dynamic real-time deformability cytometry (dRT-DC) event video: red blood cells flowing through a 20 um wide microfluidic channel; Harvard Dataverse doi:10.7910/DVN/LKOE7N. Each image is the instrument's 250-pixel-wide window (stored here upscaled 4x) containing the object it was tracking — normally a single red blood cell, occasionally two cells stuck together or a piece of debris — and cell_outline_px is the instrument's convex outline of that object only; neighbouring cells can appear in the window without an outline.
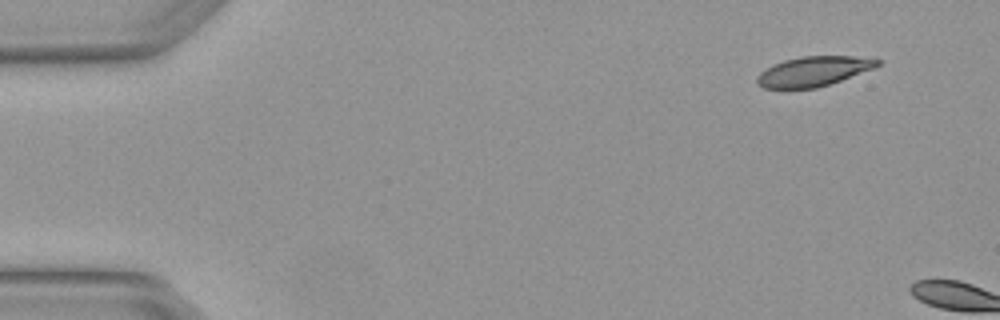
{"species": "Egyptian fruit bat (a non-hibernating species)", "species_latin": "Rousettus aegyptiacus", "temperature_condition": "warm", "stored_images_in_passage": 6, "camera_frame_rate_fps": 3000, "um_per_image_px": 0.085, "animal": {"sex": "female"}, "frame": {"image": 1, "passage_image": 1, "time_ms": 0.0, "image_size_px": [1000, 320], "cell_outline_px": [[880, 64], [876, 68], [816, 88], [764, 88], [756, 84], [756, 76], [764, 68], [772, 64], [784, 60], [800, 56], [876, 56], [880, 60]], "centroid_in_image_um": [69.18, 6.04], "position_along_channel_um": 15.8, "area_um2": 21.27}}
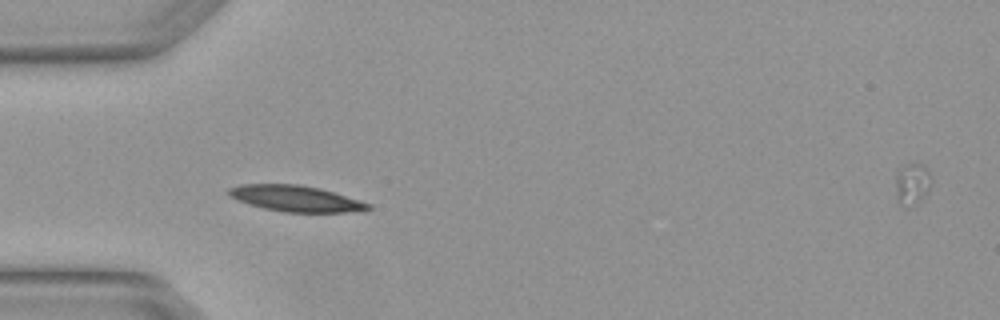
{"frame": {"image": 2, "passage_image": 5, "time_ms": 1.333, "image_size_px": [1000, 320], "cell_outline_px": [[372, 208], [364, 212], [284, 212], [264, 208], [236, 200], [228, 192], [228, 188], [240, 184], [300, 184], [320, 188], [372, 204]], "centroid_in_image_um": [25.19, 16.88], "position_along_channel_um": 59.8, "area_um2": 21.21}}
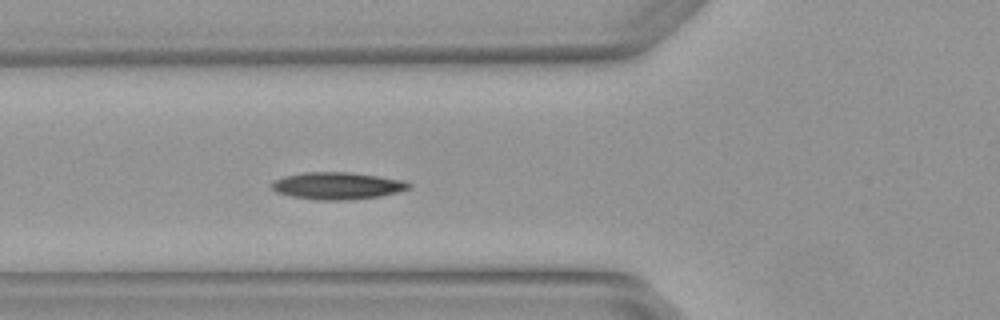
{"frame": {"image": 3, "passage_image": 6, "time_ms": 1.667, "image_size_px": [1000, 320], "cell_outline_px": [[412, 188], [380, 196], [352, 200], [316, 200], [292, 196], [276, 192], [272, 188], [272, 180], [284, 176], [304, 172], [352, 172], [404, 180], [412, 184]], "centroid_in_image_um": [28.69, 15.79], "position_along_channel_um": 97.1, "area_um2": 21.85}}